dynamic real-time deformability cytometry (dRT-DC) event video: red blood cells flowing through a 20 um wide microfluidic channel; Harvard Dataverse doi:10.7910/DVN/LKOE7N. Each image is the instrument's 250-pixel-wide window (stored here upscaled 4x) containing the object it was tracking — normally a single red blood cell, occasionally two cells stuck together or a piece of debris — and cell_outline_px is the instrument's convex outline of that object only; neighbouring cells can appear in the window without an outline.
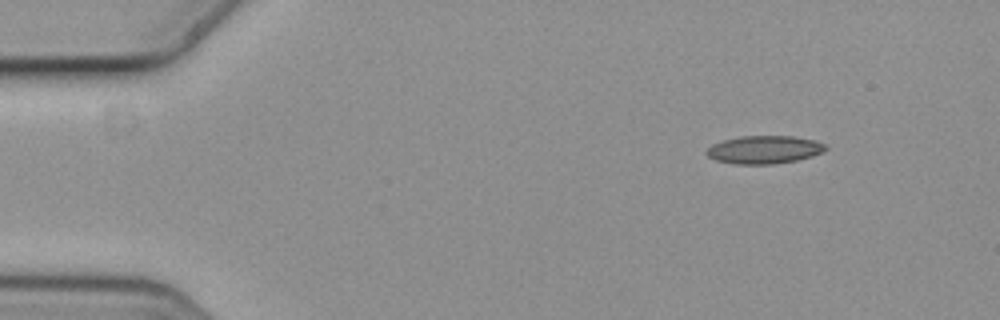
{"species": "common noctule bat (a hibernating species)", "species_latin": "Nyctalus noctula", "temperature_condition": "cold", "stored_images_in_passage": 3, "camera_frame_rate_fps": 3000, "um_per_image_px": 0.085, "animal": {"sex": "female", "body_mass_g": 19.3, "forearm_length_mm": 54.1}, "frame": {"image": 1, "passage_image": 3, "time_ms": 0.667, "image_size_px": [1000, 320], "cell_outline_px": [[828, 148], [812, 156], [796, 160], [772, 164], [736, 164], [716, 160], [708, 156], [704, 152], [712, 144], [724, 140], [740, 136], [792, 136], [816, 140], [824, 144]], "centroid_in_image_um": [64.94, 12.71], "position_along_channel_um": 20.1, "area_um2": 19.31}}